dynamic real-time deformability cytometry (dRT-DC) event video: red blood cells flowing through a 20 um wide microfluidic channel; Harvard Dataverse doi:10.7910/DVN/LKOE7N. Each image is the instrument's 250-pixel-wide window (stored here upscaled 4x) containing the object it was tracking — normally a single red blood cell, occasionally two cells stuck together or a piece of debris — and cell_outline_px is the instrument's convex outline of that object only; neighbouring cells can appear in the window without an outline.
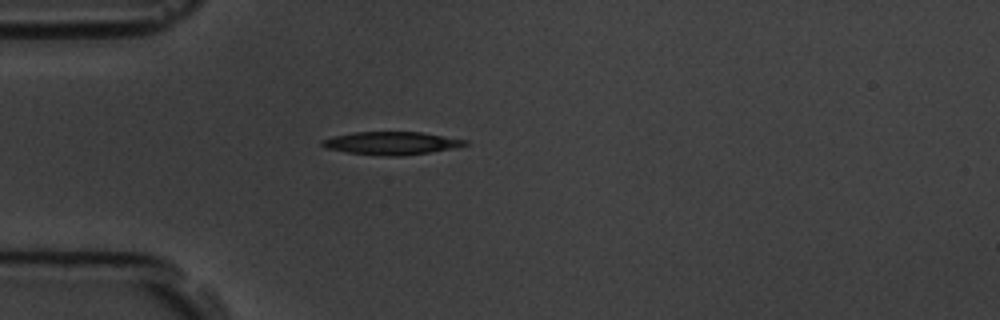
{"species": "common noctule bat (a hibernating species)", "species_latin": "Nyctalus noctula", "temperature_condition": "room temperature", "stored_images_in_passage": 1, "camera_frame_rate_fps": 3000, "um_per_image_px": 0.085, "animal": {"sex": "male", "body_mass_g": 19.5, "forearm_length_mm": 54.6}, "frame": {"image": 1, "passage_image": 1, "time_ms": 0.0, "image_size_px": [1000, 320], "cell_outline_px": [[468, 144], [460, 148], [404, 156], [384, 156], [348, 152], [324, 148], [320, 144], [320, 140], [332, 136], [352, 132], [420, 132], [468, 140]], "centroid_in_image_um": [33.29, 12.17], "position_along_channel_um": 51.7, "area_um2": 19.42}}